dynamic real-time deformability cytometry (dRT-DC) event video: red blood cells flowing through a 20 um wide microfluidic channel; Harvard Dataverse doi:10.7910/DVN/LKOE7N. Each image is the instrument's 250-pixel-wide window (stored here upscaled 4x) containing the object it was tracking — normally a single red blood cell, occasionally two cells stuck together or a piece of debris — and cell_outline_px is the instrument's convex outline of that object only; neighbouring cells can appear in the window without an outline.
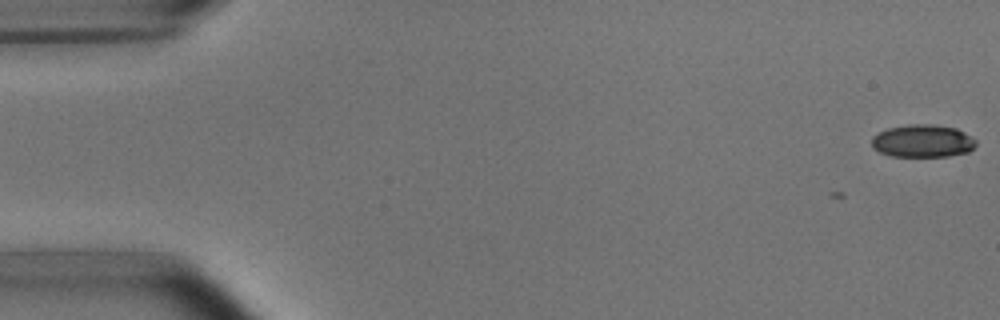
{"species": "common noctule bat (a hibernating species)", "species_latin": "Nyctalus noctula", "temperature_condition": "room temperature", "stored_images_in_passage": 2, "camera_frame_rate_fps": 3000, "um_per_image_px": 0.085, "animal": {"sex": "male", "body_mass_g": 15.6}, "frame": {"image": 1, "passage_image": 2, "time_ms": 0.333, "image_size_px": [1000, 320], "cell_outline_px": [[976, 144], [968, 152], [948, 156], [892, 156], [880, 152], [872, 148], [872, 136], [888, 128], [908, 124], [932, 124], [956, 128], [964, 132], [976, 140]], "centroid_in_image_um": [78.42, 11.98], "position_along_channel_um": 6.6, "area_um2": 19.83}}